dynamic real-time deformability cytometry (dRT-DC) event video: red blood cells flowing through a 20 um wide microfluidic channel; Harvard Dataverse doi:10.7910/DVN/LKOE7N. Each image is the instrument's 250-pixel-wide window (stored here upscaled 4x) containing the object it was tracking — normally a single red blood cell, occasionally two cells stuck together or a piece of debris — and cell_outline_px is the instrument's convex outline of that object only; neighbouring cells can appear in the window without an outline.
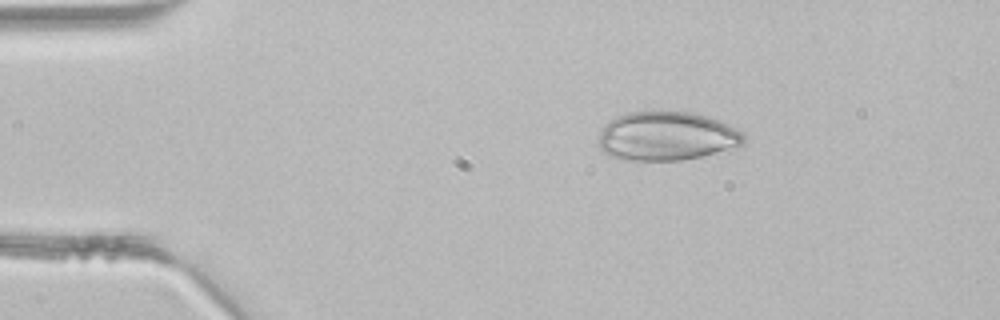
{"species": "common noctule bat (a hibernating species)", "species_latin": "Nyctalus noctula", "temperature_condition": "room temperature", "stored_images_in_passage": 2, "camera_frame_rate_fps": 3000, "um_per_image_px": 0.085, "animal": {"sex": "male", "body_mass_g": 21.5, "forearm_length_mm": 52.0}, "frame": {"image": 1, "passage_image": 1, "time_ms": 0.0, "image_size_px": [1000, 320], "cell_outline_px": [[744, 144], [700, 156], [680, 160], [628, 160], [612, 156], [604, 152], [600, 148], [600, 132], [604, 124], [616, 116], [628, 112], [692, 112], [716, 120], [736, 128], [744, 132]], "centroid_in_image_um": [56.64, 11.57], "position_along_channel_um": 28.4, "area_um2": 40.81}}